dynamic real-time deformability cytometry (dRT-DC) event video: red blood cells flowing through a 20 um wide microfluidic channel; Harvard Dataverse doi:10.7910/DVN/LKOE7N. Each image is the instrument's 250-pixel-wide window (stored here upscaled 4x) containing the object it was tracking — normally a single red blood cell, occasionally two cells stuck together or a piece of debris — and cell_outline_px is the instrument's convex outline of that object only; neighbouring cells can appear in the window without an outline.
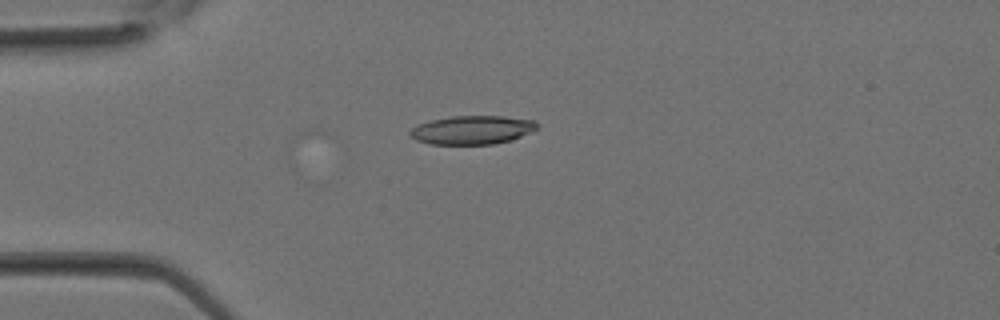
{"species": "Egyptian fruit bat (a non-hibernating species)", "species_latin": "Rousettus aegyptiacus", "temperature_condition": "room temperature", "stored_images_in_passage": 25, "camera_frame_rate_fps": 3000, "um_per_image_px": 0.085, "animal": {"sex": "female"}, "frame": {"image": 1, "passage_image": 2, "time_ms": 0.333, "image_size_px": [1000, 320], "cell_outline_px": [[540, 124], [532, 132], [512, 140], [492, 144], [432, 144], [416, 140], [408, 136], [408, 132], [416, 124], [432, 120], [452, 116], [504, 116], [536, 120]], "centroid_in_image_um": [40.15, 11.04], "position_along_channel_um": 44.9, "area_um2": 21.44}}
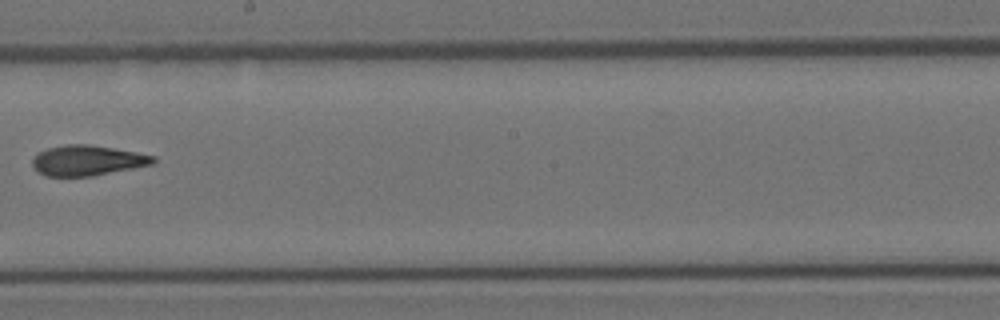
{"frame": {"image": 2, "passage_image": 12, "time_ms": 3.667, "image_size_px": [1000, 320], "cell_outline_px": [[156, 160], [152, 164], [92, 176], [44, 176], [36, 172], [32, 168], [32, 156], [36, 152], [48, 148], [64, 144], [88, 144], [136, 152], [156, 156]], "centroid_in_image_um": [7.34, 13.63], "position_along_channel_um": 240.9, "area_um2": 21.5}}
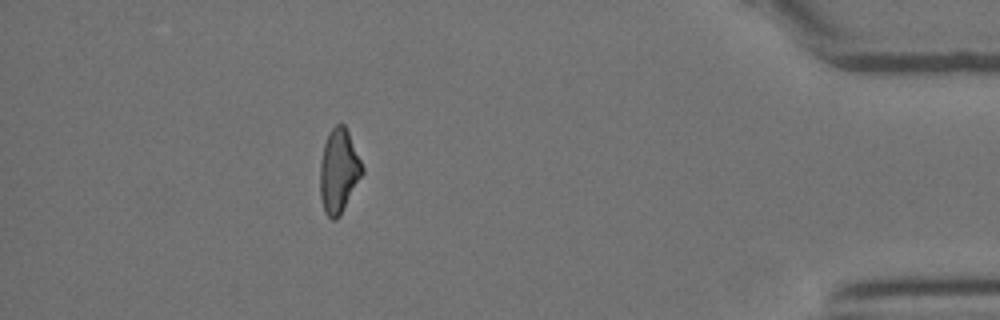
{"frame": {"image": 3, "passage_image": 22, "time_ms": 7.0, "image_size_px": [1000, 320], "cell_outline_px": [[364, 172], [340, 216], [336, 220], [332, 220], [324, 212], [320, 196], [320, 160], [324, 144], [328, 132], [336, 124], [344, 124], [348, 132], [364, 168]], "centroid_in_image_um": [28.78, 14.55], "position_along_channel_um": 406.4, "area_um2": 20.69}}